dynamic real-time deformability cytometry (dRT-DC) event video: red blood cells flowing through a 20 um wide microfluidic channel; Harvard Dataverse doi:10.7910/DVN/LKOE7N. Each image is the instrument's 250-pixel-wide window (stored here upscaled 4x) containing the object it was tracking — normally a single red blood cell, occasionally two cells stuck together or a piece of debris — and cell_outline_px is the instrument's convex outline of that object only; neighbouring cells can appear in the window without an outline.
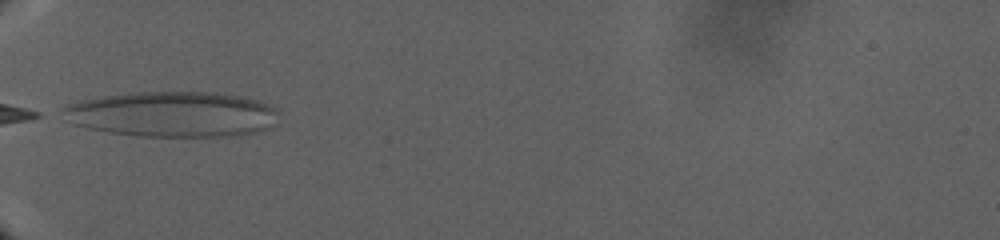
{"species": "human", "species_latin": "Homo sapiens", "temperature_condition": "warm", "stored_images_in_passage": 7, "camera_frame_rate_fps": 3000, "um_per_image_px": 0.085, "donor": {"sex": "male"}, "frame": {"image": 1, "passage_image": 1, "time_ms": 0.0, "image_size_px": [1000, 240], "cell_outline_px": [[280, 112], [272, 124], [268, 128], [256, 132], [228, 136], [136, 136], [108, 132], [88, 128], [72, 124], [64, 120], [60, 108], [68, 104], [80, 100], [128, 92], [216, 92], [240, 96], [256, 100], [276, 108]], "centroid_in_image_um": [14.59, 9.7], "position_along_channel_um": 70.4, "area_um2": 57.45}}